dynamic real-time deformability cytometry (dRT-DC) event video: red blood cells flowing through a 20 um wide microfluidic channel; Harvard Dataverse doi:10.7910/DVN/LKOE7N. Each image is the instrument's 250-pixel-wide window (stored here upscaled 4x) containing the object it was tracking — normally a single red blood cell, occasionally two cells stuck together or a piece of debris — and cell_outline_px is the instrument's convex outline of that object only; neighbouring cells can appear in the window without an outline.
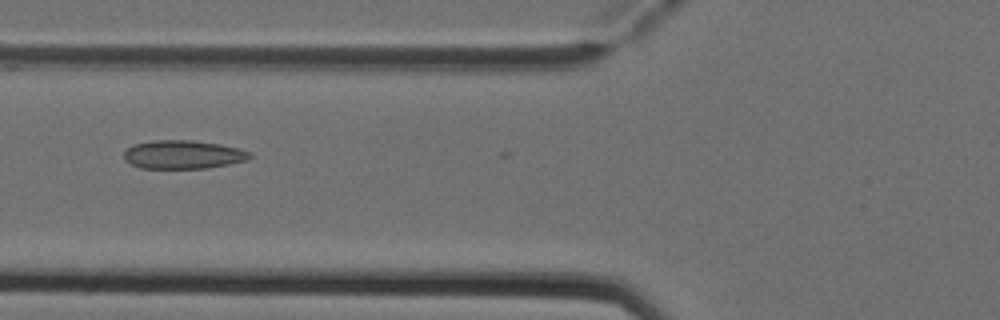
{"species": "Egyptian fruit bat (a non-hibernating species)", "species_latin": "Rousettus aegyptiacus", "temperature_condition": "cold", "stored_images_in_passage": 3, "camera_frame_rate_fps": 3000, "um_per_image_px": 0.085, "animal": {"sex": "female"}, "frame": {"image": 1, "passage_image": 3, "time_ms": 0.667, "image_size_px": [1000, 320], "cell_outline_px": [[252, 156], [248, 160], [208, 168], [140, 168], [124, 160], [124, 152], [132, 144], [152, 140], [192, 140], [220, 144], [240, 148], [252, 152]], "centroid_in_image_um": [15.58, 13.13], "position_along_channel_um": 110.2, "area_um2": 21.1}}